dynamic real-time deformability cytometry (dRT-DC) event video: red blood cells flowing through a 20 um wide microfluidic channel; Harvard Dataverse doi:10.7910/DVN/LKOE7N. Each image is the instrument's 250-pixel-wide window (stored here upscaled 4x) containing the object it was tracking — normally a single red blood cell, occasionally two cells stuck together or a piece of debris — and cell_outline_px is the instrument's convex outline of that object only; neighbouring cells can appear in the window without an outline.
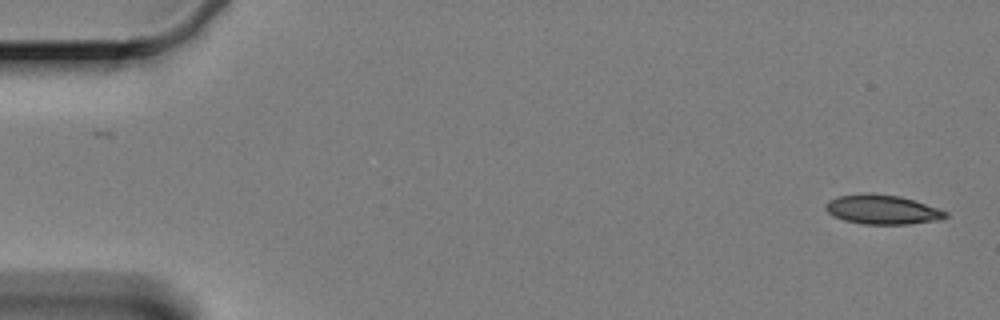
{"species": "Egyptian fruit bat (a non-hibernating species)", "species_latin": "Rousettus aegyptiacus", "temperature_condition": "cold", "stored_images_in_passage": 58, "camera_frame_rate_fps": 3000, "um_per_image_px": 0.085, "animal": {"sex": "female"}, "frame": {"image": 1, "passage_image": 1, "time_ms": 0.0, "image_size_px": [1000, 320], "cell_outline_px": [[948, 216], [940, 220], [908, 224], [864, 224], [844, 220], [832, 216], [824, 208], [824, 204], [828, 200], [840, 196], [868, 192], [900, 196], [948, 212]], "centroid_in_image_um": [74.95, 17.81], "position_along_channel_um": 10.0, "area_um2": 20.52}}
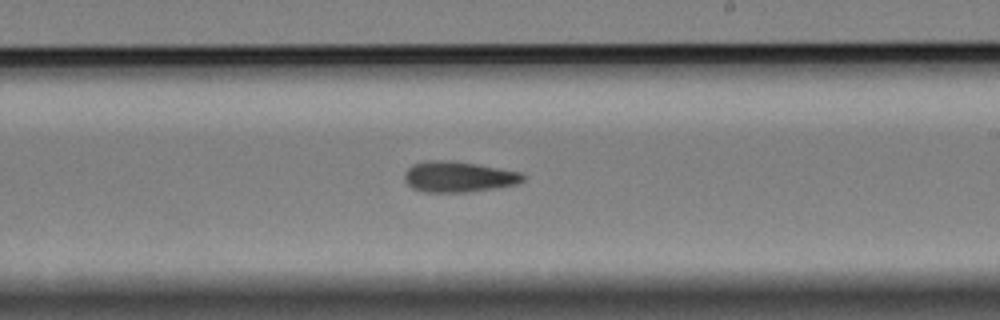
{"frame": {"image": 2, "passage_image": 34, "time_ms": 11.0, "image_size_px": [1000, 320], "cell_outline_px": [[524, 180], [516, 184], [496, 188], [468, 192], [424, 192], [412, 188], [404, 180], [404, 172], [412, 164], [424, 160], [452, 160], [500, 168], [520, 172], [524, 176]], "centroid_in_image_um": [38.93, 15.02], "position_along_channel_um": 250.1, "area_um2": 21.39}}
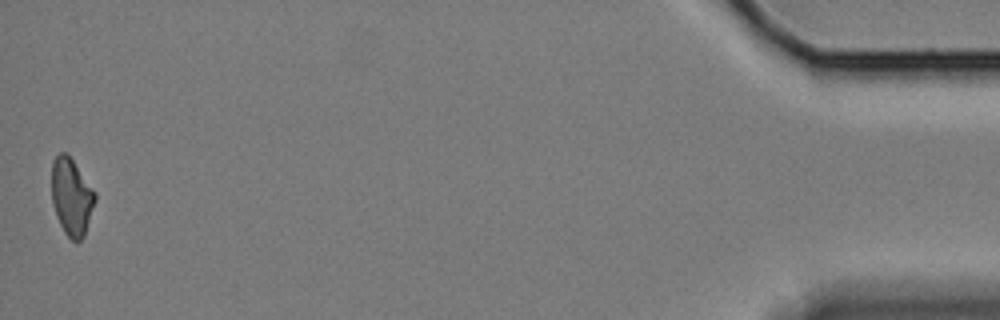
{"frame": {"image": 3, "passage_image": 58, "time_ms": 19.0, "image_size_px": [1000, 320], "cell_outline_px": [[96, 200], [84, 236], [76, 244], [64, 232], [56, 216], [52, 204], [52, 160], [60, 152], [68, 152], [96, 192]], "centroid_in_image_um": [6.08, 16.71], "position_along_channel_um": 429.1, "area_um2": 19.83}}